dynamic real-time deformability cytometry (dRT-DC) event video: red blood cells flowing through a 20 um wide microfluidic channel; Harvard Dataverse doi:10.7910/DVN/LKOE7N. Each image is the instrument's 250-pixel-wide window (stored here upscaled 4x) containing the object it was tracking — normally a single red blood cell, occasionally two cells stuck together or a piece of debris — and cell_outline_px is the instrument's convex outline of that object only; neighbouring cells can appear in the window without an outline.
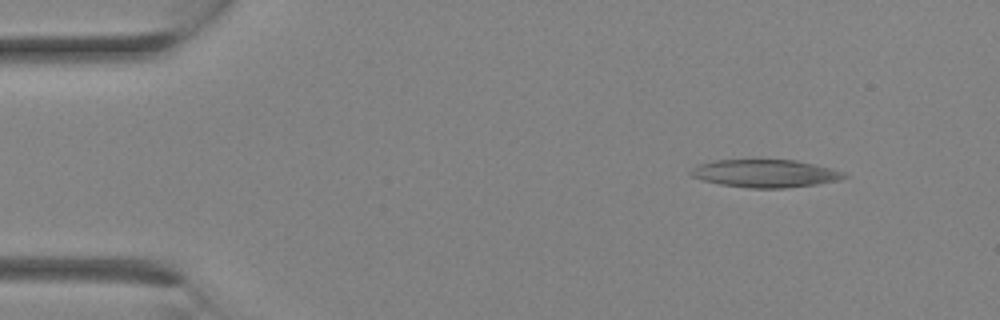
{"species": "Egyptian fruit bat (a non-hibernating species)", "species_latin": "Rousettus aegyptiacus", "temperature_condition": "room temperature", "stored_images_in_passage": 9, "camera_frame_rate_fps": 3000, "um_per_image_px": 0.085, "animal": {"sex": "female"}, "frame": {"image": 1, "passage_image": 3, "time_ms": 0.667, "image_size_px": [1000, 320], "cell_outline_px": [[848, 176], [840, 180], [816, 184], [784, 188], [748, 188], [720, 184], [704, 180], [692, 176], [688, 172], [692, 168], [700, 164], [712, 160], [796, 160], [844, 172]], "centroid_in_image_um": [65.02, 14.74], "position_along_channel_um": 20.0, "area_um2": 24.62}}